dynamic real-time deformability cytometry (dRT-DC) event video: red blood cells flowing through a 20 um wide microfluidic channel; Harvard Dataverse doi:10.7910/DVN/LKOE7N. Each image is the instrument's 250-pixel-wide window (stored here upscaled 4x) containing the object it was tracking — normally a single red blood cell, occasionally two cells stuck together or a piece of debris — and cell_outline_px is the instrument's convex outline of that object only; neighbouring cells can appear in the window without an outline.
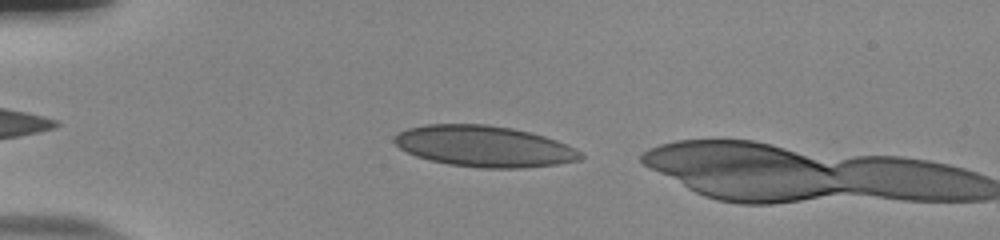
{"species": "human", "species_latin": "Homo sapiens", "temperature_condition": "room temperature", "stored_images_in_passage": 5, "camera_frame_rate_fps": 3000, "um_per_image_px": 0.085, "donor": {"sex": "male"}, "frame": {"image": 1, "passage_image": 3, "time_ms": 0.667, "image_size_px": [1000, 240], "cell_outline_px": [[584, 156], [580, 160], [556, 164], [520, 168], [480, 168], [448, 164], [416, 156], [400, 148], [392, 140], [400, 132], [408, 128], [424, 124], [484, 124], [512, 128], [544, 136], [556, 140], [580, 152]], "centroid_in_image_um": [41.13, 12.43], "position_along_channel_um": 43.9, "area_um2": 44.22}}